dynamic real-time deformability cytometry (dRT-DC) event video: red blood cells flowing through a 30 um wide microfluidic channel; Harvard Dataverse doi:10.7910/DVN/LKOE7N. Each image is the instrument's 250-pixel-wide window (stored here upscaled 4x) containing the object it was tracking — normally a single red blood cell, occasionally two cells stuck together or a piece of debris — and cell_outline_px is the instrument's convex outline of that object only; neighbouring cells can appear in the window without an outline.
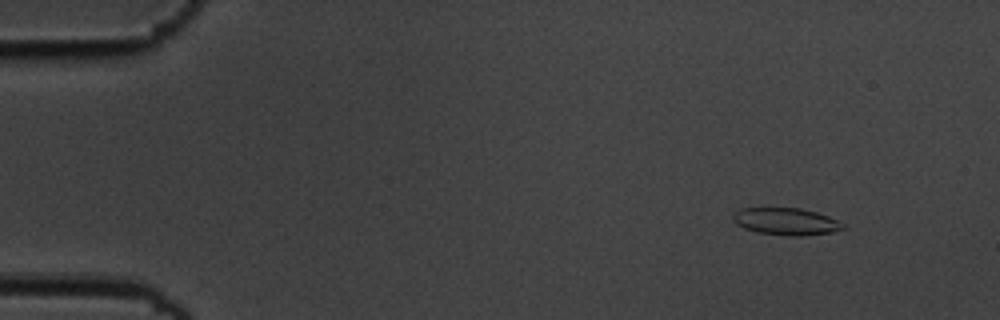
{"species": "common noctule bat (a hibernating species)", "species_latin": "Nyctalus noctula", "temperature_condition": "cold", "stored_images_in_passage": 5, "camera_frame_rate_fps": 3000, "um_per_image_px": 0.085, "animal": {"sex": "male", "body_mass_g": 19.5, "forearm_length_mm": 54.6}, "frame": {"image": 1, "passage_image": 1, "time_ms": 0.0, "image_size_px": [1000, 320], "cell_outline_px": [[848, 228], [832, 232], [804, 236], [788, 236], [756, 232], [744, 228], [736, 224], [732, 220], [732, 216], [740, 208], [800, 208], [816, 212], [828, 216], [844, 224]], "centroid_in_image_um": [66.82, 18.83], "position_along_channel_um": 18.2, "area_um2": 17.51}}
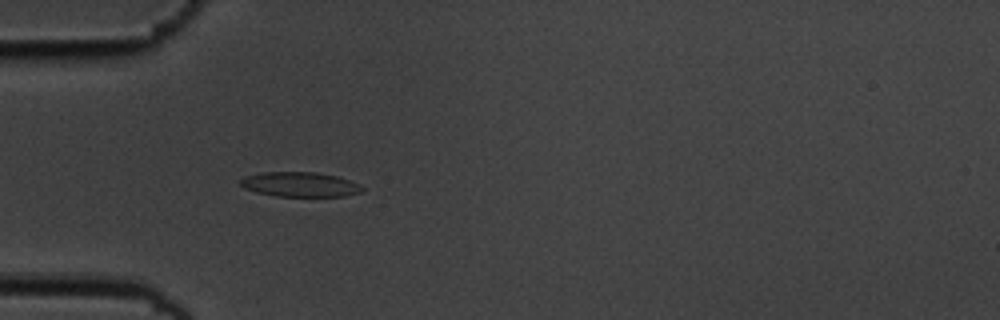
{"frame": {"image": 2, "passage_image": 4, "time_ms": 1.0, "image_size_px": [1000, 320], "cell_outline_px": [[364, 188], [360, 192], [344, 196], [276, 196], [256, 192], [244, 188], [240, 184], [240, 180], [244, 176], [264, 172], [316, 172], [336, 176], [360, 184]], "centroid_in_image_um": [25.48, 15.67], "position_along_channel_um": 59.5, "area_um2": 17.46}}
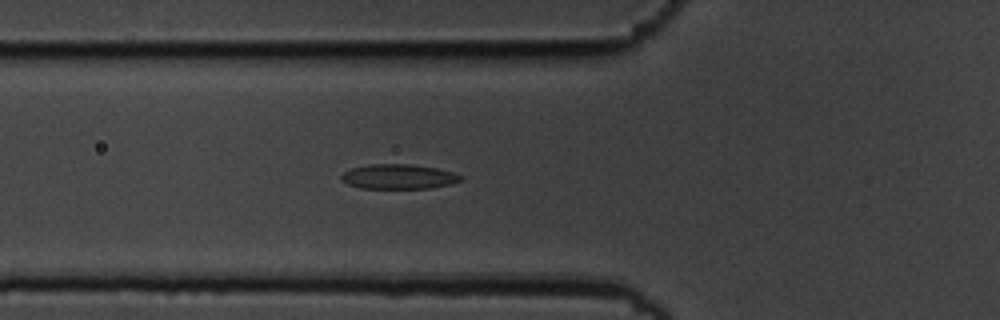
{"frame": {"image": 3, "passage_image": 5, "time_ms": 1.333, "image_size_px": [1000, 320], "cell_outline_px": [[464, 180], [452, 184], [432, 188], [360, 188], [348, 184], [340, 180], [340, 176], [344, 172], [352, 168], [372, 164], [412, 164], [436, 168], [452, 172], [464, 176]], "centroid_in_image_um": [33.92, 15.02], "position_along_channel_um": 91.9, "area_um2": 17.34}}